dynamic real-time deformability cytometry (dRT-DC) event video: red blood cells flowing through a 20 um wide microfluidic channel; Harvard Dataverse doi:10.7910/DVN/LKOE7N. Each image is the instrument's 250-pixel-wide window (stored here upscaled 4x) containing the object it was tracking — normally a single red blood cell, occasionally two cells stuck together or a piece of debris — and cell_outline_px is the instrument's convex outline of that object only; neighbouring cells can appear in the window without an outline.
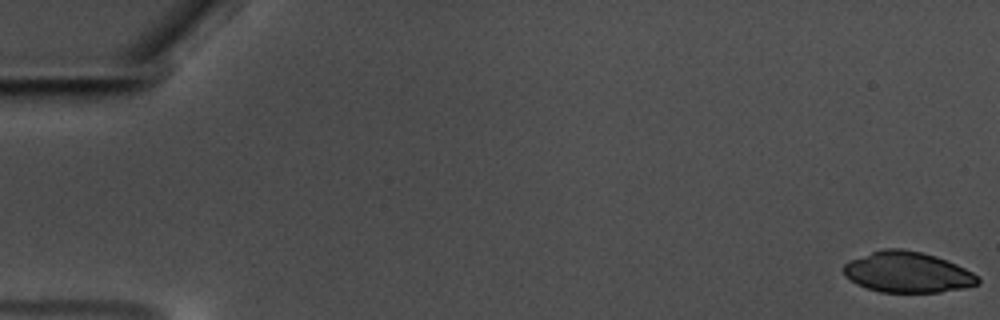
{"species": "common noctule bat (a hibernating species)", "species_latin": "Nyctalus noctula", "temperature_condition": "warm", "stored_images_in_passage": 58, "camera_frame_rate_fps": 3000, "um_per_image_px": 0.085, "animal": {"sex": "male", "body_mass_g": 17.5, "forearm_length_mm": 52.3}, "frame": {"image": 1, "passage_image": 1, "time_ms": 0.0, "image_size_px": [1000, 320], "cell_outline_px": [[980, 284], [964, 288], [940, 292], [880, 292], [856, 284], [844, 276], [844, 264], [848, 260], [884, 248], [900, 248], [920, 252], [936, 256], [956, 264], [972, 272], [980, 280]], "centroid_in_image_um": [77.12, 23.14], "position_along_channel_um": 7.9, "area_um2": 31.85}}